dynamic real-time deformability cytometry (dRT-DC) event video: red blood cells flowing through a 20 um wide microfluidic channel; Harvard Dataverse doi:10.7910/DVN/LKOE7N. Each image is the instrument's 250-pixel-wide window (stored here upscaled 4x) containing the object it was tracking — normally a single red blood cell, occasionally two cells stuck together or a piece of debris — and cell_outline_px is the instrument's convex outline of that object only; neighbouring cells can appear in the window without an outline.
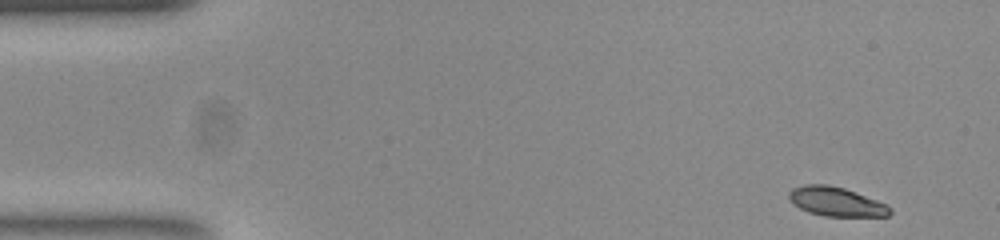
{"species": "common noctule bat (a hibernating species)", "species_latin": "Nyctalus noctula", "temperature_condition": "room temperature", "stored_images_in_passage": 51, "camera_frame_rate_fps": 3000, "um_per_image_px": 0.085, "animal": {"sex": "female", "body_mass_g": 23.0, "forearm_length_mm": 53.4}, "frame": {"image": 1, "passage_image": 1, "time_ms": 0.0, "image_size_px": [1000, 240], "cell_outline_px": [[892, 212], [888, 216], [824, 216], [808, 212], [792, 204], [788, 196], [788, 192], [792, 188], [804, 184], [828, 184], [844, 188], [888, 204], [892, 208]], "centroid_in_image_um": [71.06, 17.13], "position_along_channel_um": 13.9, "area_um2": 17.34}}
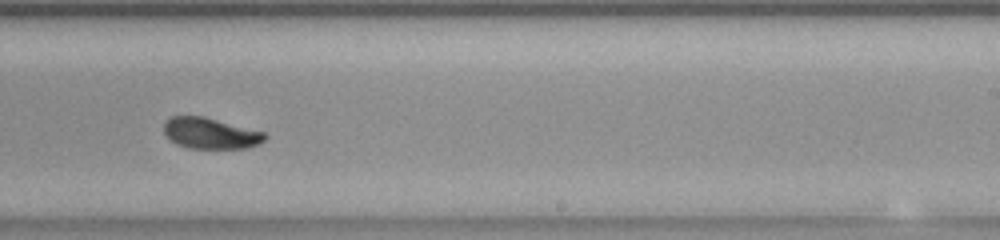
{"frame": {"image": 2, "passage_image": 30, "time_ms": 9.667, "image_size_px": [1000, 240], "cell_outline_px": [[268, 136], [264, 140], [248, 148], [188, 148], [176, 144], [164, 132], [164, 124], [172, 116], [204, 116], [264, 132]], "centroid_in_image_um": [17.89, 11.33], "position_along_channel_um": 271.1, "area_um2": 18.03}}
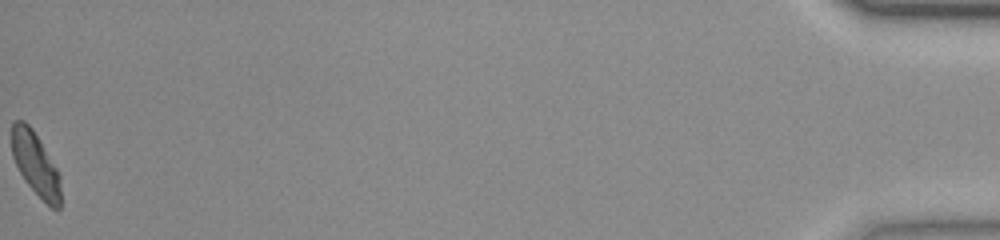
{"frame": {"image": 3, "passage_image": 51, "time_ms": 16.667, "image_size_px": [1000, 240], "cell_outline_px": [[60, 208], [52, 208], [24, 180], [12, 156], [12, 120], [24, 120], [32, 128], [56, 168], [60, 176]], "centroid_in_image_um": [3.0, 13.9], "position_along_channel_um": 432.2, "area_um2": 17.63}, "authors_computed_cell_mechanics": {"area_um2": 18.496, "velocity_mm_per_s": 3.8084, "shape_relaxation_time_tau1_ms": 2.1542, "shape_relaxation_time_tau2_ms": 1.2793, "deformation_change_tau1": 0.1293, "deformation_change_tau2": 0.0492}}